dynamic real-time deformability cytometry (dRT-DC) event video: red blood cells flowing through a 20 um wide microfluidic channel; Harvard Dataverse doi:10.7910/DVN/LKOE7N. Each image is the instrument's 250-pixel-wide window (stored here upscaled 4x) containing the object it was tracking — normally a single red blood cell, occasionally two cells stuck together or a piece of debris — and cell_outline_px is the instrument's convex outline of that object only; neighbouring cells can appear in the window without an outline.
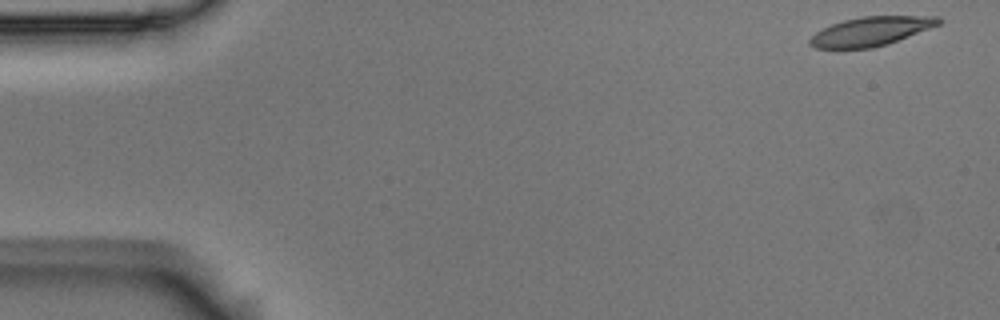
{"species": "Egyptian fruit bat (a non-hibernating species)", "species_latin": "Rousettus aegyptiacus", "temperature_condition": "room temperature", "stored_images_in_passage": 4, "camera_frame_rate_fps": 3000, "um_per_image_px": 0.085, "animal": {"sex": "male"}, "frame": {"image": 1, "passage_image": 1, "time_ms": 0.0, "image_size_px": [1000, 320], "cell_outline_px": [[944, 20], [940, 24], [888, 44], [872, 48], [816, 48], [808, 44], [808, 40], [816, 32], [832, 24], [844, 20], [864, 16], [940, 16]], "centroid_in_image_um": [74.05, 2.66], "position_along_channel_um": 11.0, "area_um2": 21.68}}